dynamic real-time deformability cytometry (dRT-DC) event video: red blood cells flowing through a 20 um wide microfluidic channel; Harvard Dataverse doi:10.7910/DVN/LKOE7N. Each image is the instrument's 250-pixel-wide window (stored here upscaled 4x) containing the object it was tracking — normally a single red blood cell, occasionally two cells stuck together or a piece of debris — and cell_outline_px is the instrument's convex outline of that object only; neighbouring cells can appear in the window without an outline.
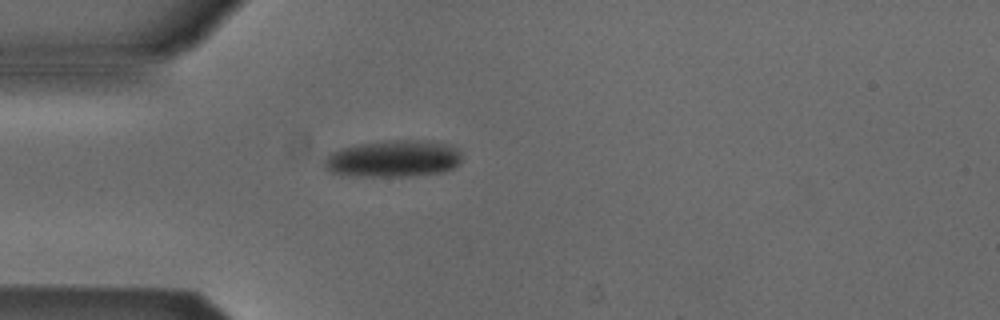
{"species": "Egyptian fruit bat (a non-hibernating species)", "species_latin": "Rousettus aegyptiacus", "temperature_condition": "cold", "stored_images_in_passage": 28, "camera_frame_rate_fps": 3000, "um_per_image_px": 0.085, "animal": {"sex": "male"}, "frame": {"image": 1, "passage_image": 1, "time_ms": 0.0, "image_size_px": [1000, 320], "cell_outline_px": [[460, 164], [444, 172], [408, 176], [360, 176], [332, 172], [324, 168], [324, 160], [332, 152], [340, 148], [360, 144], [388, 140], [424, 140], [452, 144], [460, 148]], "centroid_in_image_um": [33.49, 13.47], "position_along_channel_um": 51.5, "area_um2": 29.65}}
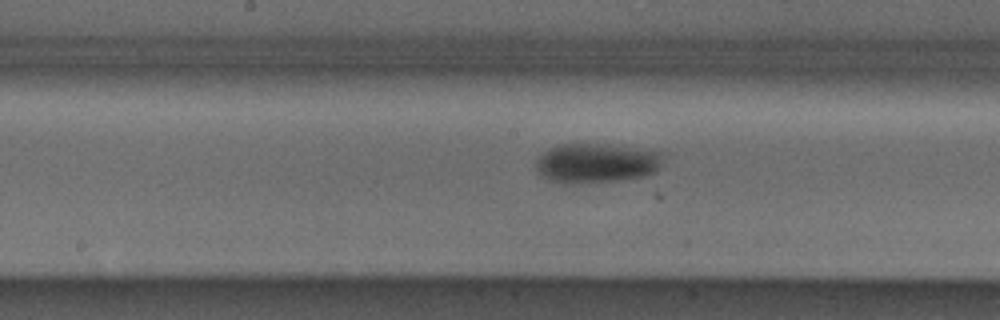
{"frame": {"image": 2, "passage_image": 13, "time_ms": 4.0, "image_size_px": [1000, 320], "cell_outline_px": [[660, 156], [656, 172], [644, 176], [616, 180], [568, 184], [564, 184], [548, 180], [540, 176], [536, 168], [536, 160], [548, 148], [560, 144], [596, 144], [660, 152]], "centroid_in_image_um": [50.56, 13.88], "position_along_channel_um": 197.6, "area_um2": 28.67}}
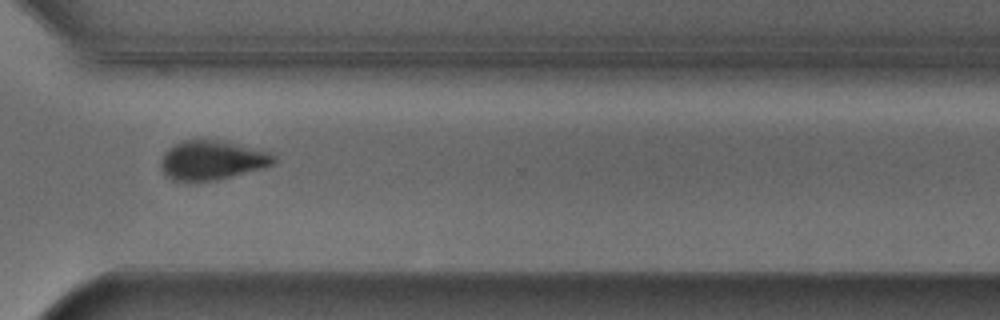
{"frame": {"image": 3, "passage_image": 25, "time_ms": 8.0, "image_size_px": [1000, 320], "cell_outline_px": [[276, 160], [272, 164], [264, 168], [216, 180], [172, 180], [160, 168], [160, 160], [164, 152], [168, 148], [184, 140], [228, 140], [268, 152], [276, 156]], "centroid_in_image_um": [18.04, 13.59], "position_along_channel_um": 352.6, "area_um2": 25.84}, "authors_computed_cell_mechanics": {"area_um2": 29.3335, "velocity_mm_per_s": 3.8831, "shape_relaxation_time_tau1_ms": 3.7085, "shape_relaxation_time_tau2_ms": null, "deformation_change_tau1": 0.1076, "deformation_change_tau2": null}}